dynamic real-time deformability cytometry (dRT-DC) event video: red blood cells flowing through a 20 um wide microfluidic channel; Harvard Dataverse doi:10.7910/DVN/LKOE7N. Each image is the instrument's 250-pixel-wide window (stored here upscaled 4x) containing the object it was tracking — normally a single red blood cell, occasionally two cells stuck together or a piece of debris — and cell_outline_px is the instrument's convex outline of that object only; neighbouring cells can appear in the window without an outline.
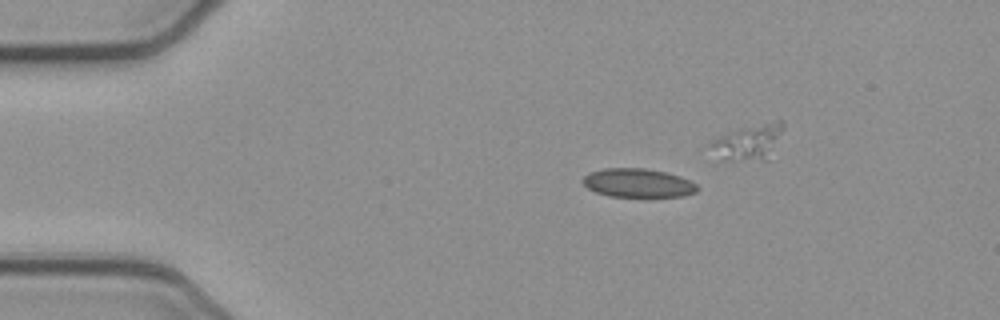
{"species": "common noctule bat (a hibernating species)", "species_latin": "Nyctalus noctula", "temperature_condition": "cold", "stored_images_in_passage": 33, "camera_frame_rate_fps": 3000, "um_per_image_px": 0.085, "animal": {"sex": "female", "body_mass_g": 21.9}, "frame": {"image": 1, "passage_image": 1, "time_ms": 0.0, "image_size_px": [1000, 320], "cell_outline_px": [[700, 188], [696, 192], [684, 196], [608, 196], [596, 192], [588, 188], [580, 180], [588, 172], [604, 168], [644, 168], [664, 172], [680, 176], [696, 184]], "centroid_in_image_um": [54.2, 15.54], "position_along_channel_um": 30.8, "area_um2": 19.13}}
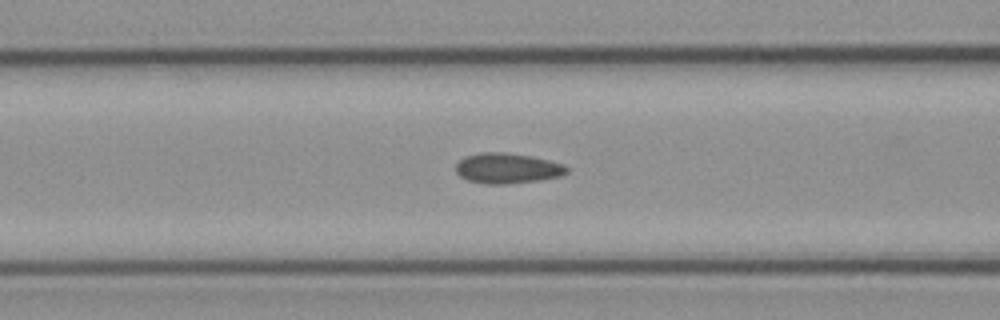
{"frame": {"image": 2, "passage_image": 12, "time_ms": 3.667, "image_size_px": [1000, 320], "cell_outline_px": [[568, 172], [560, 176], [540, 180], [508, 184], [484, 184], [468, 180], [460, 176], [456, 172], [456, 164], [464, 156], [480, 152], [504, 152], [532, 156], [564, 164], [568, 168]], "centroid_in_image_um": [43.11, 14.3], "position_along_channel_um": 123.5, "area_um2": 19.77}}
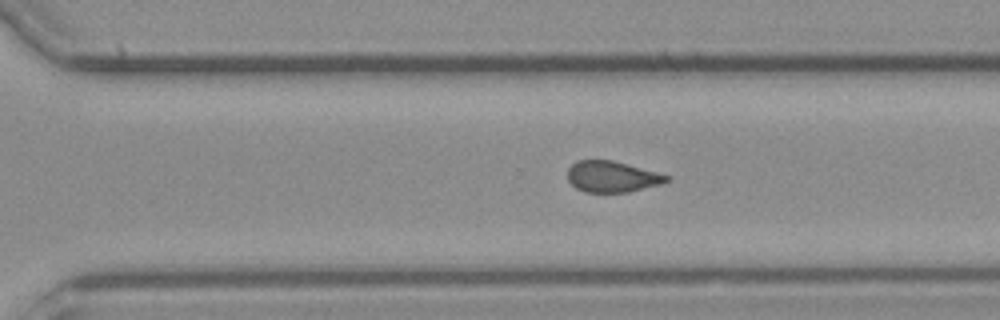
{"frame": {"image": 3, "passage_image": 27, "time_ms": 8.667, "image_size_px": [1000, 320], "cell_outline_px": [[668, 180], [660, 184], [628, 192], [584, 192], [576, 188], [568, 180], [568, 168], [576, 160], [612, 160], [656, 172], [668, 176]], "centroid_in_image_um": [51.97, 15.01], "position_along_channel_um": 318.6, "area_um2": 17.69}}